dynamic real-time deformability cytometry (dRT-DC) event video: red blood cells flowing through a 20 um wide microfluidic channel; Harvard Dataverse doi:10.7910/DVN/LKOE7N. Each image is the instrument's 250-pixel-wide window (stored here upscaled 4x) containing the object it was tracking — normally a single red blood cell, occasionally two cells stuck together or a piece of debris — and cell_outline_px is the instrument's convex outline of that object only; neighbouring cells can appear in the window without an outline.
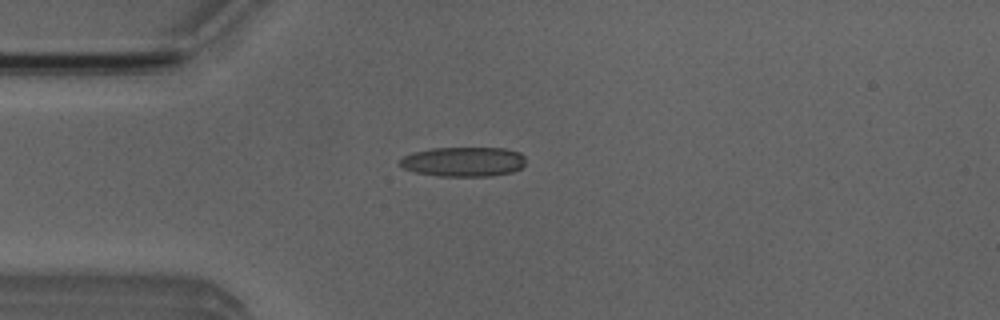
{"species": "Egyptian fruit bat (a non-hibernating species)", "species_latin": "Rousettus aegyptiacus", "temperature_condition": "room temperature", "stored_images_in_passage": 51, "camera_frame_rate_fps": 3000, "um_per_image_px": 0.085, "animal": {"sex": "male"}, "frame": {"image": 1, "passage_image": 13, "time_ms": 4.0, "image_size_px": [1000, 320], "cell_outline_px": [[524, 164], [520, 168], [512, 172], [492, 176], [440, 176], [416, 172], [404, 168], [396, 164], [404, 156], [412, 152], [432, 148], [504, 148], [520, 152], [524, 156]], "centroid_in_image_um": [39.38, 13.74], "position_along_channel_um": 45.6, "area_um2": 21.79}}
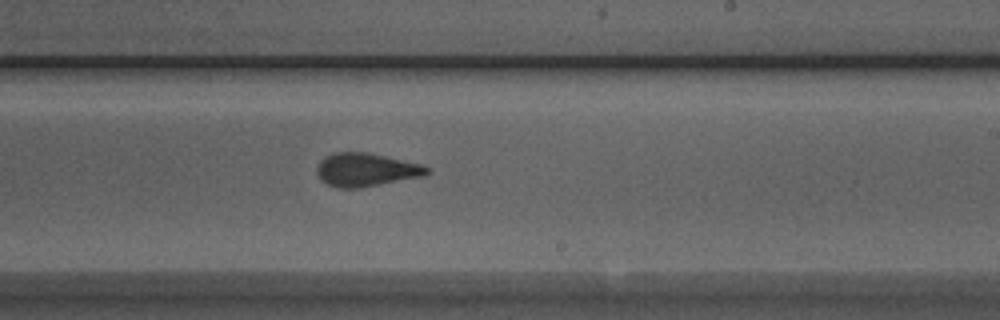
{"frame": {"image": 2, "passage_image": 30, "time_ms": 9.667, "image_size_px": [1000, 320], "cell_outline_px": [[432, 172], [424, 176], [360, 188], [340, 188], [328, 184], [320, 180], [316, 172], [316, 168], [320, 160], [324, 156], [332, 152], [368, 152], [420, 164], [428, 168]], "centroid_in_image_um": [31.08, 14.43], "position_along_channel_um": 257.9, "area_um2": 21.5}}
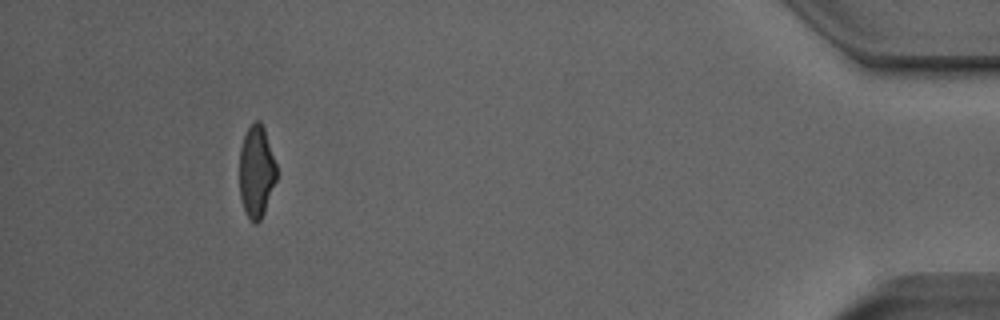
{"frame": {"image": 3, "passage_image": 47, "time_ms": 15.333, "image_size_px": [1000, 320], "cell_outline_px": [[276, 180], [264, 212], [260, 220], [256, 224], [252, 224], [244, 208], [240, 196], [240, 148], [244, 136], [248, 128], [256, 120], [260, 120], [264, 128], [276, 164]], "centroid_in_image_um": [21.79, 14.59], "position_along_channel_um": 413.4, "area_um2": 19.65}, "authors_computed_cell_mechanics": {"area_um2": 21.2126, "velocity_mm_per_s": 4.007, "shape_relaxation_time_tau1_ms": 7.9427, "shape_relaxation_time_tau2_ms": 1.6512, "deformation_change_tau1": 0.2166, "deformation_change_tau2": 0.1149}}